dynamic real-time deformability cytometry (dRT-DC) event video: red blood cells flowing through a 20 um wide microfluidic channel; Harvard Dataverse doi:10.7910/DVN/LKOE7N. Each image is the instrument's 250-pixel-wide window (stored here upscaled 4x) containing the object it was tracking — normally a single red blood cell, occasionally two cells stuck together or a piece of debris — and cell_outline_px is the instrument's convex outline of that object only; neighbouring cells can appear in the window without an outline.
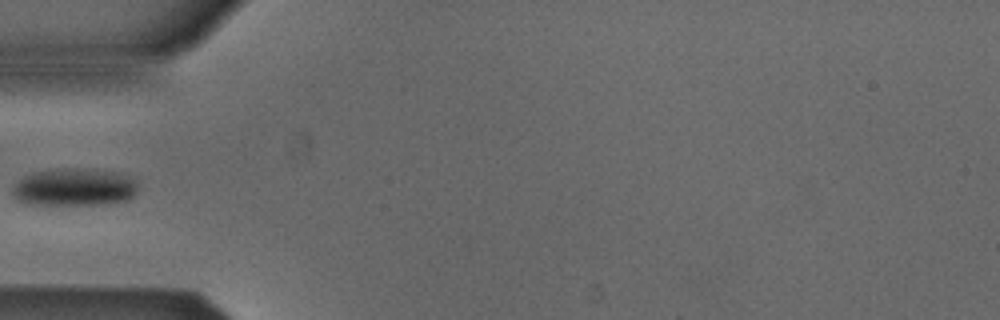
{"species": "Egyptian fruit bat (a non-hibernating species)", "species_latin": "Rousettus aegyptiacus", "temperature_condition": "cold", "stored_images_in_passage": 11, "camera_frame_rate_fps": 3000, "um_per_image_px": 0.085, "animal": {"sex": "male"}, "frame": {"image": 1, "passage_image": 1, "time_ms": 0.0, "image_size_px": [1000, 320], "cell_outline_px": [[136, 192], [128, 200], [108, 204], [24, 204], [16, 200], [12, 196], [12, 188], [24, 176], [32, 172], [64, 168], [96, 168], [116, 172], [132, 180], [136, 184]], "centroid_in_image_um": [6.27, 15.91], "position_along_channel_um": 78.7, "area_um2": 27.57}}
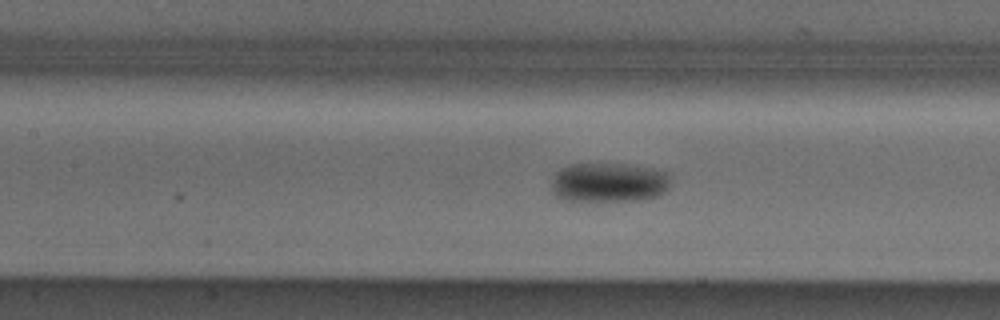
{"frame": {"image": 2, "passage_image": 7, "time_ms": 2.0, "image_size_px": [1000, 320], "cell_outline_px": [[668, 188], [660, 196], [636, 200], [564, 200], [556, 196], [552, 192], [552, 180], [556, 172], [560, 168], [568, 164], [628, 164], [652, 168], [664, 172], [668, 176]], "centroid_in_image_um": [51.71, 15.5], "position_along_channel_um": 155.7, "area_um2": 27.28}}
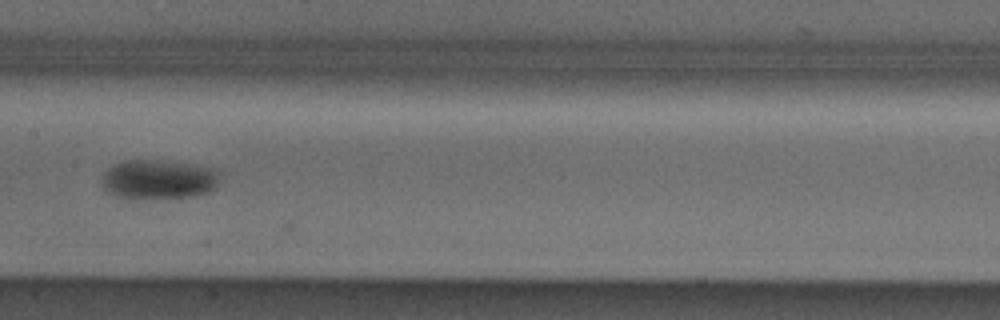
{"frame": {"image": 3, "passage_image": 10, "time_ms": 3.0, "image_size_px": [1000, 320], "cell_outline_px": [[220, 172], [216, 188], [208, 192], [196, 196], [128, 200], [108, 192], [104, 188], [104, 172], [112, 164], [124, 160], [160, 160], [192, 164], [220, 168]], "centroid_in_image_um": [13.52, 15.25], "position_along_channel_um": 193.9, "area_um2": 27.69}}